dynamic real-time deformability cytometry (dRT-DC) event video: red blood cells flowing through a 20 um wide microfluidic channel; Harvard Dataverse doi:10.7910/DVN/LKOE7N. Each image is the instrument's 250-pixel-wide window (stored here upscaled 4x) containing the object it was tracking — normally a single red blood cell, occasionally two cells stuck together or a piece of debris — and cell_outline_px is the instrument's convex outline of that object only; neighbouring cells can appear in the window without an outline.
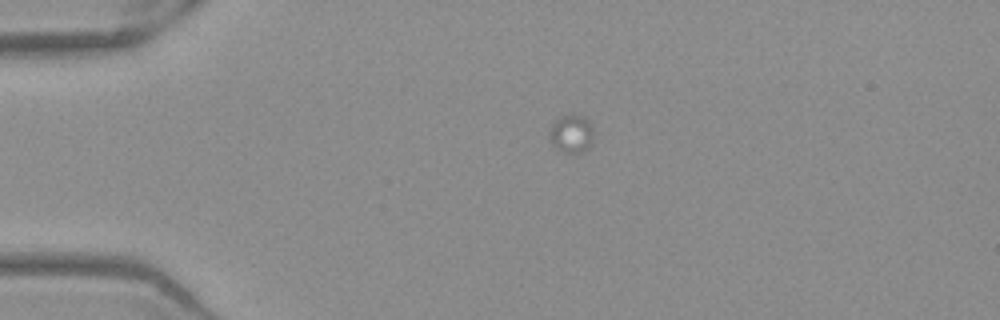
{"species": "Egyptian fruit bat (a non-hibernating species)", "species_latin": "Rousettus aegyptiacus", "temperature_condition": "warm", "stored_images_in_passage": 17, "camera_frame_rate_fps": 3000, "um_per_image_px": 0.085, "frame": {"image": 1, "passage_image": 3, "time_ms": 0.667, "image_size_px": [1000, 320], "cell_outline_px": [[592, 144], [588, 148], [572, 156], [556, 148], [552, 144], [548, 136], [548, 132], [552, 124], [560, 116], [572, 112], [584, 116], [588, 120], [592, 128]], "centroid_in_image_um": [48.55, 11.36], "position_along_channel_um": 36.5, "area_um2": 10.23}}